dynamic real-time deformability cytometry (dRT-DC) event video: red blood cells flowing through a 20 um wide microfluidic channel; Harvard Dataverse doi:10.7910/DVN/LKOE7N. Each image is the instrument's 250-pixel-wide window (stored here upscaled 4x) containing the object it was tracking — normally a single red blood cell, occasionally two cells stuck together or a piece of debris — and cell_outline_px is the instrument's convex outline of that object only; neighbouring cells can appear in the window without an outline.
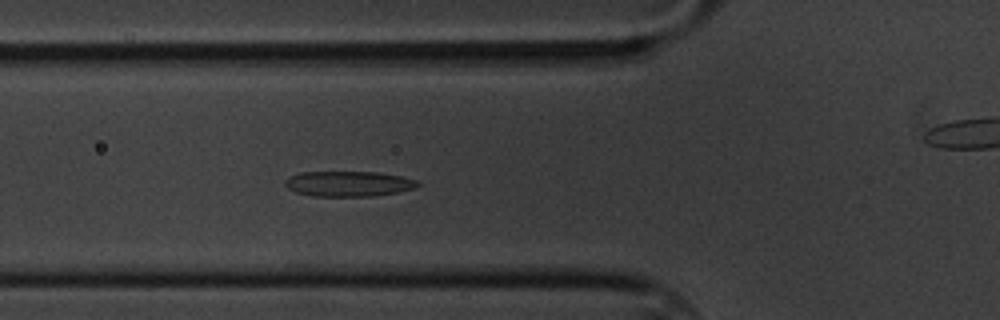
{"species": "common noctule bat (a hibernating species)", "species_latin": "Nyctalus noctula", "temperature_condition": "cold", "stored_images_in_passage": 56, "camera_frame_rate_fps": 3000, "um_per_image_px": 0.085, "animal": {"sex": "male", "body_mass_g": 20.1, "forearm_length_mm": 53.5}, "frame": {"image": 1, "passage_image": 17, "time_ms": 5.333, "image_size_px": [1000, 320], "cell_outline_px": [[420, 184], [416, 188], [396, 192], [372, 196], [312, 196], [296, 192], [288, 188], [284, 184], [284, 180], [288, 176], [300, 172], [376, 172], [400, 176], [416, 180]], "centroid_in_image_um": [29.58, 15.62], "position_along_channel_um": 96.2, "area_um2": 19.54}}
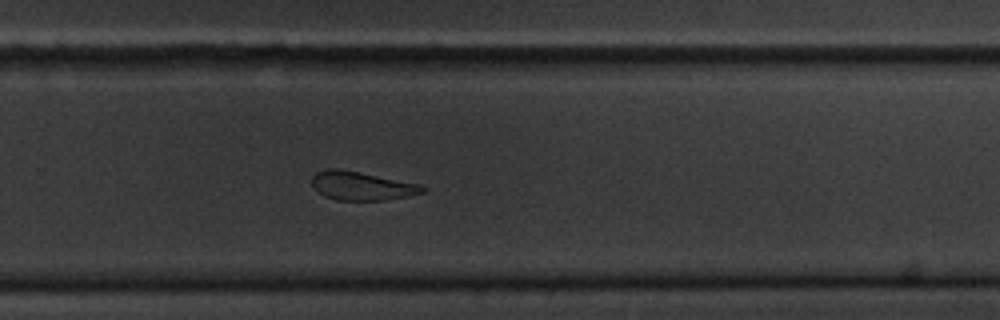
{"frame": {"image": 2, "passage_image": 35, "time_ms": 11.333, "image_size_px": [1000, 320], "cell_outline_px": [[428, 188], [424, 192], [408, 196], [384, 200], [336, 200], [324, 196], [312, 184], [312, 176], [316, 172], [328, 168], [340, 168], [420, 184]], "centroid_in_image_um": [30.75, 15.79], "position_along_channel_um": 299.0, "area_um2": 18.44}}
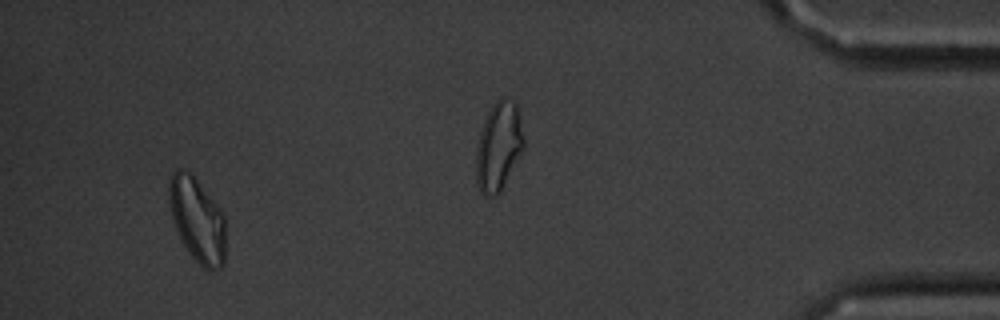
{"frame": {"image": 3, "passage_image": 52, "time_ms": 17.0, "image_size_px": [1000, 320], "cell_outline_px": [[224, 264], [220, 268], [208, 272], [192, 256], [184, 244], [172, 220], [168, 200], [168, 180], [172, 172], [176, 168], [184, 168], [196, 180], [216, 204], [224, 216]], "centroid_in_image_um": [16.73, 18.67], "position_along_channel_um": 418.5, "area_um2": 27.57}, "authors_computed_cell_mechanics": {"area_um2": 20.519, "velocity_mm_per_s": 3.3811, "shape_relaxation_time_tau1_ms": 7.2986, "shape_relaxation_time_tau2_ms": 4.6233, "deformation_change_tau1": 0.1465, "deformation_change_tau2": 0.1249}}